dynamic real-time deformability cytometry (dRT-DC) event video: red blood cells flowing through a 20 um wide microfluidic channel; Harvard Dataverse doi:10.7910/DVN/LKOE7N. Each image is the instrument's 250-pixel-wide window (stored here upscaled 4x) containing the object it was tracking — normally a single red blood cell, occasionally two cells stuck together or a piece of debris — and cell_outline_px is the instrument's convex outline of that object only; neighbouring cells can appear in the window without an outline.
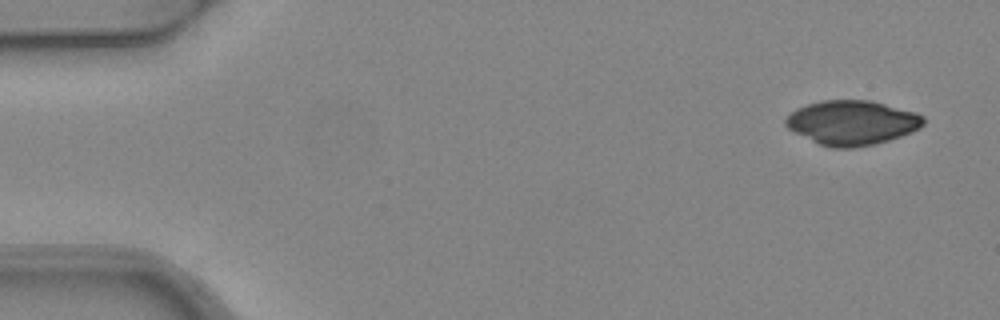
{"species": "common noctule bat (a hibernating species)", "species_latin": "Nyctalus noctula", "temperature_condition": "warm", "stored_images_in_passage": 5, "camera_frame_rate_fps": 3000, "um_per_image_px": 0.085, "animal": {"sex": "female", "body_mass_g": 24.6, "forearm_length_mm": 56.2}, "frame": {"image": 1, "passage_image": 1, "time_ms": 0.0, "image_size_px": [1000, 320], "cell_outline_px": [[924, 124], [920, 128], [912, 132], [876, 144], [852, 148], [832, 148], [820, 144], [788, 128], [784, 124], [784, 120], [796, 108], [820, 100], [868, 100], [916, 112], [924, 116]], "centroid_in_image_um": [72.43, 10.42], "position_along_channel_um": 12.6, "area_um2": 35.55}}